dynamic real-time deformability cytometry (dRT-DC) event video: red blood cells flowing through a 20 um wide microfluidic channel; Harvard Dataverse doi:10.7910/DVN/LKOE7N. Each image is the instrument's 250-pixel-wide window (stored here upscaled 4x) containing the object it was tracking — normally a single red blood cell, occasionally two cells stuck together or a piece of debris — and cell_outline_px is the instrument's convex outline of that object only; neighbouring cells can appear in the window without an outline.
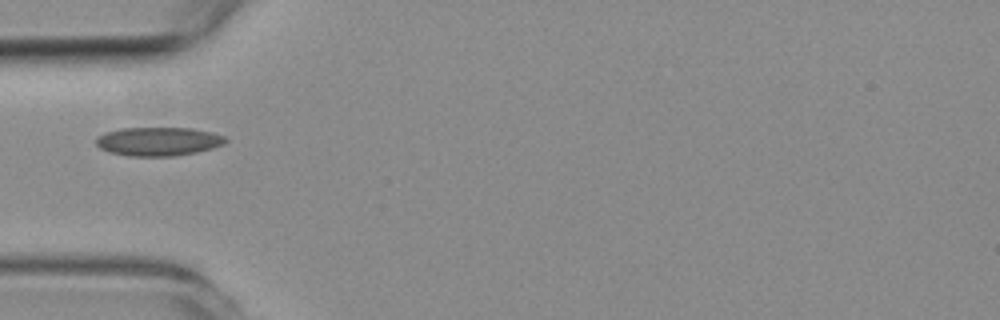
{"species": "common noctule bat (a hibernating species)", "species_latin": "Nyctalus noctula", "temperature_condition": "room temperature", "stored_images_in_passage": 1, "camera_frame_rate_fps": 3000, "um_per_image_px": 0.085, "animal": {"sex": "female", "body_mass_g": 19.3, "forearm_length_mm": 54.1}, "frame": {"image": 1, "passage_image": 1, "time_ms": 0.0, "image_size_px": [1000, 320], "cell_outline_px": [[228, 140], [224, 144], [212, 148], [196, 152], [172, 156], [128, 156], [108, 152], [100, 148], [96, 144], [96, 136], [104, 132], [120, 128], [192, 128], [212, 132], [224, 136]], "centroid_in_image_um": [13.43, 12.02], "position_along_channel_um": 71.6, "area_um2": 21.79}}